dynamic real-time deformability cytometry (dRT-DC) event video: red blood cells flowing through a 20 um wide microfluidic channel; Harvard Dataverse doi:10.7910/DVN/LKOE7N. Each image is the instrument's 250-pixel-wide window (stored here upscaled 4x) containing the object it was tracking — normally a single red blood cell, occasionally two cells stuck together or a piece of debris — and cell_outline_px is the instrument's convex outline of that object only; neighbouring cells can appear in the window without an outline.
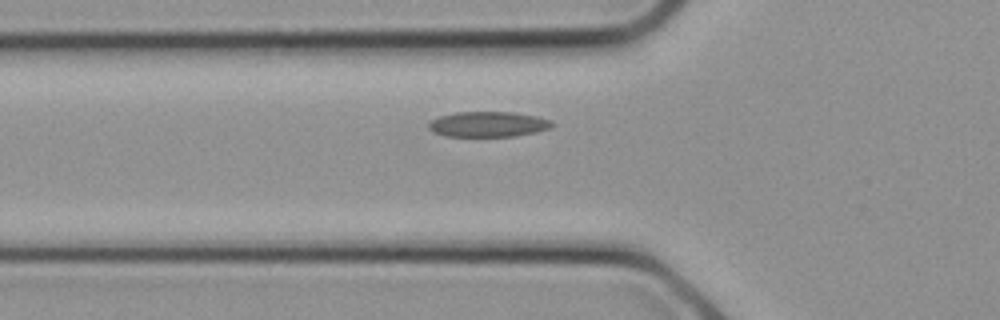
{"species": "common noctule bat (a hibernating species)", "species_latin": "Nyctalus noctula", "temperature_condition": "cold", "stored_images_in_passage": 4, "camera_frame_rate_fps": 3000, "um_per_image_px": 0.085, "animal": {"sex": "female", "body_mass_g": 21.9}, "frame": {"image": 1, "passage_image": 2, "time_ms": 0.333, "image_size_px": [1000, 320], "cell_outline_px": [[552, 124], [548, 128], [536, 132], [516, 136], [444, 136], [428, 128], [428, 124], [432, 120], [440, 116], [456, 112], [512, 112], [536, 116], [552, 120]], "centroid_in_image_um": [41.49, 10.56], "position_along_channel_um": 84.3, "area_um2": 18.03}}
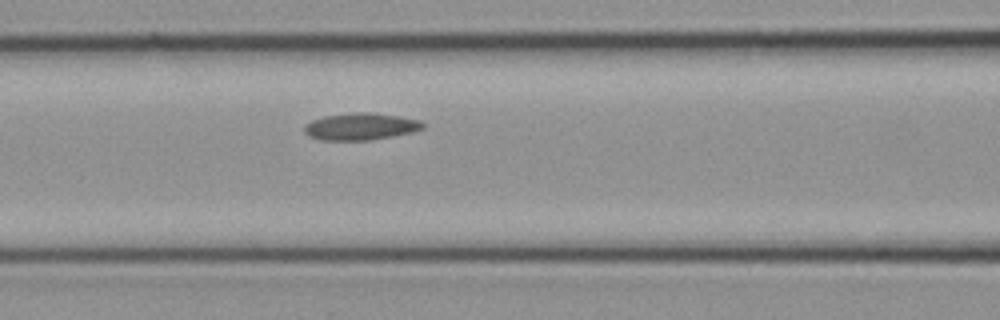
{"frame": {"image": 2, "passage_image": 4, "time_ms": 1.0, "image_size_px": [1000, 320], "cell_outline_px": [[424, 128], [412, 132], [392, 136], [368, 140], [320, 140], [308, 136], [304, 132], [304, 124], [312, 120], [324, 116], [356, 112], [368, 112], [396, 116], [420, 120], [424, 124]], "centroid_in_image_um": [30.61, 10.76], "position_along_channel_um": 136.0, "area_um2": 18.55}}